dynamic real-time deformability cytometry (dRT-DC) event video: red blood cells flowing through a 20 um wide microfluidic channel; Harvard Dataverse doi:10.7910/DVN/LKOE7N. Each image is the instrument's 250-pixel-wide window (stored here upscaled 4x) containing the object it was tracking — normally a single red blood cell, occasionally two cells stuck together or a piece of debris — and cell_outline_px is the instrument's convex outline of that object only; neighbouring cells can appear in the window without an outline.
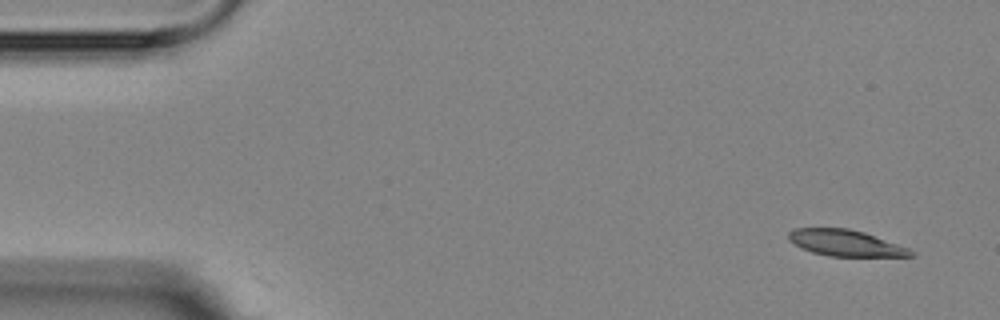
{"species": "Egyptian fruit bat (a non-hibernating species)", "species_latin": "Rousettus aegyptiacus", "temperature_condition": "room temperature", "stored_images_in_passage": 5, "camera_frame_rate_fps": 3000, "um_per_image_px": 0.085, "animal": {"sex": "female"}, "frame": {"image": 1, "passage_image": 1, "time_ms": 0.0, "image_size_px": [1000, 320], "cell_outline_px": [[916, 256], [828, 256], [812, 252], [788, 240], [788, 232], [792, 228], [848, 228], [864, 232], [908, 248], [916, 252]], "centroid_in_image_um": [71.87, 20.65], "position_along_channel_um": 13.1, "area_um2": 18.55}}
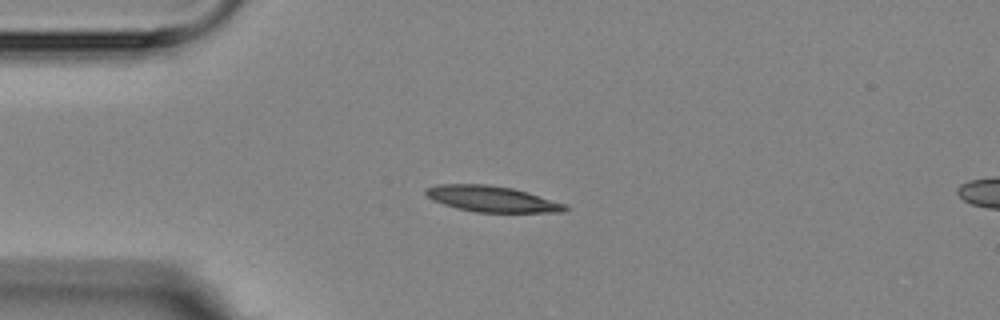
{"frame": {"image": 2, "passage_image": 4, "time_ms": 3.333, "image_size_px": [1000, 320], "cell_outline_px": [[568, 208], [564, 212], [476, 212], [456, 208], [432, 200], [424, 192], [424, 188], [436, 184], [488, 184], [512, 188], [528, 192], [568, 204]], "centroid_in_image_um": [41.81, 16.9], "position_along_channel_um": 43.2, "area_um2": 21.21}}